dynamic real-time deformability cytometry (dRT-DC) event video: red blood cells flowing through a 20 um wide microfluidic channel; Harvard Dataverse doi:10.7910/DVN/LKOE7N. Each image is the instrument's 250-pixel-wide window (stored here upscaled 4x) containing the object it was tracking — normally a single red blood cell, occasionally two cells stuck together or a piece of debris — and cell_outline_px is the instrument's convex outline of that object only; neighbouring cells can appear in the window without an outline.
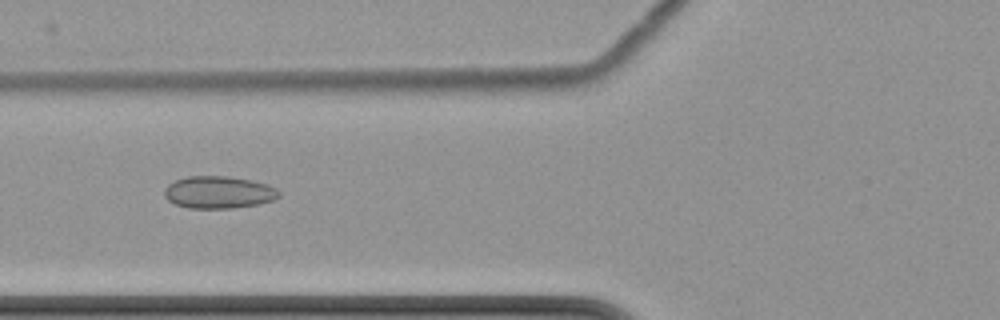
{"species": "common noctule bat (a hibernating species)", "species_latin": "Nyctalus noctula", "temperature_condition": "cold", "stored_images_in_passage": 6, "camera_frame_rate_fps": 3000, "um_per_image_px": 0.085, "animal": {"sex": "female", "body_mass_g": 22.7, "forearm_length_mm": 54.2}, "frame": {"image": 1, "passage_image": 5, "time_ms": 4.667, "image_size_px": [1000, 320], "cell_outline_px": [[280, 196], [276, 200], [260, 204], [232, 208], [188, 208], [176, 204], [168, 200], [164, 196], [164, 188], [172, 180], [188, 176], [228, 176], [252, 180], [268, 184], [276, 188], [280, 192]], "centroid_in_image_um": [18.6, 16.34], "position_along_channel_um": 107.2, "area_um2": 21.91}}
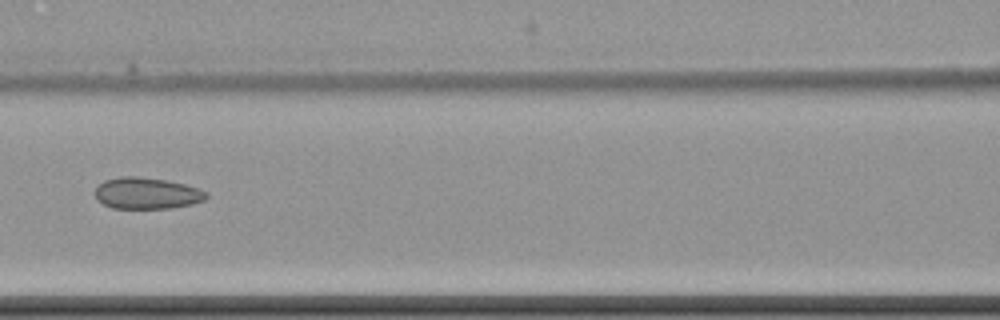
{"frame": {"image": 2, "passage_image": 6, "time_ms": 6.0, "image_size_px": [1000, 320], "cell_outline_px": [[208, 196], [204, 200], [192, 204], [172, 208], [112, 208], [96, 200], [92, 192], [104, 180], [120, 176], [136, 176], [168, 180], [200, 188], [208, 192]], "centroid_in_image_um": [12.47, 16.42], "position_along_channel_um": 154.1, "area_um2": 20.69}}